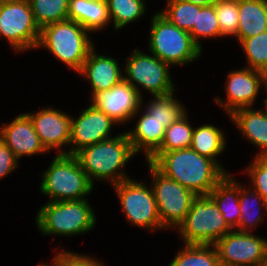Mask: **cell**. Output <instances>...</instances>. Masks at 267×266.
<instances>
[{"instance_id": "1", "label": "cell", "mask_w": 267, "mask_h": 266, "mask_svg": "<svg viewBox=\"0 0 267 266\" xmlns=\"http://www.w3.org/2000/svg\"><path fill=\"white\" fill-rule=\"evenodd\" d=\"M146 161L197 196L209 195L228 174L214 160L198 154L191 148L154 152Z\"/></svg>"}, {"instance_id": "2", "label": "cell", "mask_w": 267, "mask_h": 266, "mask_svg": "<svg viewBox=\"0 0 267 266\" xmlns=\"http://www.w3.org/2000/svg\"><path fill=\"white\" fill-rule=\"evenodd\" d=\"M134 155L126 132L86 146L74 154L92 184L94 178L110 181L112 185L131 178L121 169Z\"/></svg>"}, {"instance_id": "3", "label": "cell", "mask_w": 267, "mask_h": 266, "mask_svg": "<svg viewBox=\"0 0 267 266\" xmlns=\"http://www.w3.org/2000/svg\"><path fill=\"white\" fill-rule=\"evenodd\" d=\"M88 33L82 25L70 19L51 23L40 29L36 48L45 47L70 69L79 72L94 48Z\"/></svg>"}, {"instance_id": "4", "label": "cell", "mask_w": 267, "mask_h": 266, "mask_svg": "<svg viewBox=\"0 0 267 266\" xmlns=\"http://www.w3.org/2000/svg\"><path fill=\"white\" fill-rule=\"evenodd\" d=\"M87 200L46 202L36 216L38 230L43 235L66 237L88 233L96 225V217Z\"/></svg>"}, {"instance_id": "5", "label": "cell", "mask_w": 267, "mask_h": 266, "mask_svg": "<svg viewBox=\"0 0 267 266\" xmlns=\"http://www.w3.org/2000/svg\"><path fill=\"white\" fill-rule=\"evenodd\" d=\"M42 176L40 192L50 202L86 199L94 186L74 155L56 154Z\"/></svg>"}, {"instance_id": "6", "label": "cell", "mask_w": 267, "mask_h": 266, "mask_svg": "<svg viewBox=\"0 0 267 266\" xmlns=\"http://www.w3.org/2000/svg\"><path fill=\"white\" fill-rule=\"evenodd\" d=\"M149 40L150 52L171 66L189 64L202 55L191 34L173 25L159 11L152 17Z\"/></svg>"}, {"instance_id": "7", "label": "cell", "mask_w": 267, "mask_h": 266, "mask_svg": "<svg viewBox=\"0 0 267 266\" xmlns=\"http://www.w3.org/2000/svg\"><path fill=\"white\" fill-rule=\"evenodd\" d=\"M185 244L214 245L232 229L209 195L197 196L177 228Z\"/></svg>"}, {"instance_id": "8", "label": "cell", "mask_w": 267, "mask_h": 266, "mask_svg": "<svg viewBox=\"0 0 267 266\" xmlns=\"http://www.w3.org/2000/svg\"><path fill=\"white\" fill-rule=\"evenodd\" d=\"M149 173L153 177L152 190L157 203L162 227H177L185 220L197 195L159 172L150 162Z\"/></svg>"}, {"instance_id": "9", "label": "cell", "mask_w": 267, "mask_h": 266, "mask_svg": "<svg viewBox=\"0 0 267 266\" xmlns=\"http://www.w3.org/2000/svg\"><path fill=\"white\" fill-rule=\"evenodd\" d=\"M126 61L123 70L126 76H123V80L135 88L141 98L143 97L138 86H142L153 96L174 92V84L169 74L170 65L152 53L148 55L140 49H135Z\"/></svg>"}, {"instance_id": "10", "label": "cell", "mask_w": 267, "mask_h": 266, "mask_svg": "<svg viewBox=\"0 0 267 266\" xmlns=\"http://www.w3.org/2000/svg\"><path fill=\"white\" fill-rule=\"evenodd\" d=\"M126 219L137 227L149 230L162 229L152 187L132 178L113 185Z\"/></svg>"}, {"instance_id": "11", "label": "cell", "mask_w": 267, "mask_h": 266, "mask_svg": "<svg viewBox=\"0 0 267 266\" xmlns=\"http://www.w3.org/2000/svg\"><path fill=\"white\" fill-rule=\"evenodd\" d=\"M0 36L17 52L37 47L40 28L28 0L0 4Z\"/></svg>"}, {"instance_id": "12", "label": "cell", "mask_w": 267, "mask_h": 266, "mask_svg": "<svg viewBox=\"0 0 267 266\" xmlns=\"http://www.w3.org/2000/svg\"><path fill=\"white\" fill-rule=\"evenodd\" d=\"M219 263L258 266L265 263L267 239L231 230L214 244Z\"/></svg>"}, {"instance_id": "13", "label": "cell", "mask_w": 267, "mask_h": 266, "mask_svg": "<svg viewBox=\"0 0 267 266\" xmlns=\"http://www.w3.org/2000/svg\"><path fill=\"white\" fill-rule=\"evenodd\" d=\"M226 101L215 97V102L223 107L228 116L235 110L252 107L261 87H267V74L244 67L229 72L226 81Z\"/></svg>"}, {"instance_id": "14", "label": "cell", "mask_w": 267, "mask_h": 266, "mask_svg": "<svg viewBox=\"0 0 267 266\" xmlns=\"http://www.w3.org/2000/svg\"><path fill=\"white\" fill-rule=\"evenodd\" d=\"M113 124L111 117L99 110L93 104L82 110L79 118L71 117V135L69 150L64 154L74 155L80 149L112 138L110 135ZM73 147V148H72Z\"/></svg>"}, {"instance_id": "15", "label": "cell", "mask_w": 267, "mask_h": 266, "mask_svg": "<svg viewBox=\"0 0 267 266\" xmlns=\"http://www.w3.org/2000/svg\"><path fill=\"white\" fill-rule=\"evenodd\" d=\"M142 102L138 91L122 80L111 89L97 93L91 103L121 125L138 115Z\"/></svg>"}, {"instance_id": "16", "label": "cell", "mask_w": 267, "mask_h": 266, "mask_svg": "<svg viewBox=\"0 0 267 266\" xmlns=\"http://www.w3.org/2000/svg\"><path fill=\"white\" fill-rule=\"evenodd\" d=\"M26 114L31 119L45 149L50 152L55 148L58 154H64L62 148L70 143L71 116L52 107Z\"/></svg>"}, {"instance_id": "17", "label": "cell", "mask_w": 267, "mask_h": 266, "mask_svg": "<svg viewBox=\"0 0 267 266\" xmlns=\"http://www.w3.org/2000/svg\"><path fill=\"white\" fill-rule=\"evenodd\" d=\"M6 125V126H5ZM0 127V139L19 160L22 156H32L48 152L36 133L33 123L26 113Z\"/></svg>"}, {"instance_id": "18", "label": "cell", "mask_w": 267, "mask_h": 266, "mask_svg": "<svg viewBox=\"0 0 267 266\" xmlns=\"http://www.w3.org/2000/svg\"><path fill=\"white\" fill-rule=\"evenodd\" d=\"M78 73L86 77L92 86L91 99L100 91L109 90L123 80V70L118 61L113 57L97 54L95 48L90 51Z\"/></svg>"}, {"instance_id": "19", "label": "cell", "mask_w": 267, "mask_h": 266, "mask_svg": "<svg viewBox=\"0 0 267 266\" xmlns=\"http://www.w3.org/2000/svg\"><path fill=\"white\" fill-rule=\"evenodd\" d=\"M238 130L247 140L259 147L257 155L267 156V116L260 110L252 107L235 110L230 115Z\"/></svg>"}, {"instance_id": "20", "label": "cell", "mask_w": 267, "mask_h": 266, "mask_svg": "<svg viewBox=\"0 0 267 266\" xmlns=\"http://www.w3.org/2000/svg\"><path fill=\"white\" fill-rule=\"evenodd\" d=\"M135 129L126 132L136 154L143 151L146 160L161 146L166 128L145 110Z\"/></svg>"}, {"instance_id": "21", "label": "cell", "mask_w": 267, "mask_h": 266, "mask_svg": "<svg viewBox=\"0 0 267 266\" xmlns=\"http://www.w3.org/2000/svg\"><path fill=\"white\" fill-rule=\"evenodd\" d=\"M68 19L88 32L102 30L111 23L106 0H69Z\"/></svg>"}, {"instance_id": "22", "label": "cell", "mask_w": 267, "mask_h": 266, "mask_svg": "<svg viewBox=\"0 0 267 266\" xmlns=\"http://www.w3.org/2000/svg\"><path fill=\"white\" fill-rule=\"evenodd\" d=\"M238 13L239 43L267 31V0H238Z\"/></svg>"}, {"instance_id": "23", "label": "cell", "mask_w": 267, "mask_h": 266, "mask_svg": "<svg viewBox=\"0 0 267 266\" xmlns=\"http://www.w3.org/2000/svg\"><path fill=\"white\" fill-rule=\"evenodd\" d=\"M209 196L217 205L228 226L235 230L240 221L239 183L229 173L211 190Z\"/></svg>"}, {"instance_id": "24", "label": "cell", "mask_w": 267, "mask_h": 266, "mask_svg": "<svg viewBox=\"0 0 267 266\" xmlns=\"http://www.w3.org/2000/svg\"><path fill=\"white\" fill-rule=\"evenodd\" d=\"M225 147V135L219 127L203 124L193 129L190 148L198 154L214 160L222 169L223 165L218 162L217 156L223 153Z\"/></svg>"}, {"instance_id": "25", "label": "cell", "mask_w": 267, "mask_h": 266, "mask_svg": "<svg viewBox=\"0 0 267 266\" xmlns=\"http://www.w3.org/2000/svg\"><path fill=\"white\" fill-rule=\"evenodd\" d=\"M247 188L248 187H244L239 183V209L241 216L238 227L236 229L240 232H251L252 228L255 229L257 224L262 221V214L259 211H262L263 207L266 209L265 211L267 213V203L265 202L263 197L251 187H249L248 189ZM249 198L253 199L250 200ZM252 209L255 211H252Z\"/></svg>"}, {"instance_id": "26", "label": "cell", "mask_w": 267, "mask_h": 266, "mask_svg": "<svg viewBox=\"0 0 267 266\" xmlns=\"http://www.w3.org/2000/svg\"><path fill=\"white\" fill-rule=\"evenodd\" d=\"M174 93L154 96L155 99L148 102L149 104L145 106L146 108L144 107V110L165 128L178 121L187 113L185 106L183 107V104L175 99Z\"/></svg>"}, {"instance_id": "27", "label": "cell", "mask_w": 267, "mask_h": 266, "mask_svg": "<svg viewBox=\"0 0 267 266\" xmlns=\"http://www.w3.org/2000/svg\"><path fill=\"white\" fill-rule=\"evenodd\" d=\"M168 266H219L218 253L214 245L185 244Z\"/></svg>"}, {"instance_id": "28", "label": "cell", "mask_w": 267, "mask_h": 266, "mask_svg": "<svg viewBox=\"0 0 267 266\" xmlns=\"http://www.w3.org/2000/svg\"><path fill=\"white\" fill-rule=\"evenodd\" d=\"M110 21L117 31L141 18L146 12L143 0H106Z\"/></svg>"}, {"instance_id": "29", "label": "cell", "mask_w": 267, "mask_h": 266, "mask_svg": "<svg viewBox=\"0 0 267 266\" xmlns=\"http://www.w3.org/2000/svg\"><path fill=\"white\" fill-rule=\"evenodd\" d=\"M36 24L45 25L68 19L69 0H28Z\"/></svg>"}, {"instance_id": "30", "label": "cell", "mask_w": 267, "mask_h": 266, "mask_svg": "<svg viewBox=\"0 0 267 266\" xmlns=\"http://www.w3.org/2000/svg\"><path fill=\"white\" fill-rule=\"evenodd\" d=\"M193 129L186 113L178 121L166 128L161 146L155 152H168L190 148Z\"/></svg>"}, {"instance_id": "31", "label": "cell", "mask_w": 267, "mask_h": 266, "mask_svg": "<svg viewBox=\"0 0 267 266\" xmlns=\"http://www.w3.org/2000/svg\"><path fill=\"white\" fill-rule=\"evenodd\" d=\"M194 43L202 50L200 38L221 37L214 4L207 6L197 5V19L190 32Z\"/></svg>"}, {"instance_id": "32", "label": "cell", "mask_w": 267, "mask_h": 266, "mask_svg": "<svg viewBox=\"0 0 267 266\" xmlns=\"http://www.w3.org/2000/svg\"><path fill=\"white\" fill-rule=\"evenodd\" d=\"M160 13L173 25L190 33L197 19V4L184 0H168L165 11Z\"/></svg>"}, {"instance_id": "33", "label": "cell", "mask_w": 267, "mask_h": 266, "mask_svg": "<svg viewBox=\"0 0 267 266\" xmlns=\"http://www.w3.org/2000/svg\"><path fill=\"white\" fill-rule=\"evenodd\" d=\"M240 45L246 54V67L267 74V31L244 39Z\"/></svg>"}, {"instance_id": "34", "label": "cell", "mask_w": 267, "mask_h": 266, "mask_svg": "<svg viewBox=\"0 0 267 266\" xmlns=\"http://www.w3.org/2000/svg\"><path fill=\"white\" fill-rule=\"evenodd\" d=\"M222 36H236L239 25L238 0H217L214 3Z\"/></svg>"}, {"instance_id": "35", "label": "cell", "mask_w": 267, "mask_h": 266, "mask_svg": "<svg viewBox=\"0 0 267 266\" xmlns=\"http://www.w3.org/2000/svg\"><path fill=\"white\" fill-rule=\"evenodd\" d=\"M245 172L252 179L251 188L267 203V156L256 155Z\"/></svg>"}, {"instance_id": "36", "label": "cell", "mask_w": 267, "mask_h": 266, "mask_svg": "<svg viewBox=\"0 0 267 266\" xmlns=\"http://www.w3.org/2000/svg\"><path fill=\"white\" fill-rule=\"evenodd\" d=\"M52 259L57 266H105L97 259L71 251H59Z\"/></svg>"}, {"instance_id": "37", "label": "cell", "mask_w": 267, "mask_h": 266, "mask_svg": "<svg viewBox=\"0 0 267 266\" xmlns=\"http://www.w3.org/2000/svg\"><path fill=\"white\" fill-rule=\"evenodd\" d=\"M18 161L13 152L0 139V179L15 170L19 166Z\"/></svg>"}, {"instance_id": "38", "label": "cell", "mask_w": 267, "mask_h": 266, "mask_svg": "<svg viewBox=\"0 0 267 266\" xmlns=\"http://www.w3.org/2000/svg\"><path fill=\"white\" fill-rule=\"evenodd\" d=\"M184 1L197 4L200 6H207V5L214 4L217 0H184Z\"/></svg>"}, {"instance_id": "39", "label": "cell", "mask_w": 267, "mask_h": 266, "mask_svg": "<svg viewBox=\"0 0 267 266\" xmlns=\"http://www.w3.org/2000/svg\"><path fill=\"white\" fill-rule=\"evenodd\" d=\"M264 90H267V87L264 89ZM264 102H265V109H261L263 112H264V114L267 116V97L264 99Z\"/></svg>"}, {"instance_id": "40", "label": "cell", "mask_w": 267, "mask_h": 266, "mask_svg": "<svg viewBox=\"0 0 267 266\" xmlns=\"http://www.w3.org/2000/svg\"><path fill=\"white\" fill-rule=\"evenodd\" d=\"M17 1H22V0H0V4H2V3L17 2Z\"/></svg>"}, {"instance_id": "41", "label": "cell", "mask_w": 267, "mask_h": 266, "mask_svg": "<svg viewBox=\"0 0 267 266\" xmlns=\"http://www.w3.org/2000/svg\"><path fill=\"white\" fill-rule=\"evenodd\" d=\"M219 266H244V265H232V264L219 263Z\"/></svg>"}, {"instance_id": "42", "label": "cell", "mask_w": 267, "mask_h": 266, "mask_svg": "<svg viewBox=\"0 0 267 266\" xmlns=\"http://www.w3.org/2000/svg\"><path fill=\"white\" fill-rule=\"evenodd\" d=\"M53 265L40 264L39 266H57L54 262H51Z\"/></svg>"}, {"instance_id": "43", "label": "cell", "mask_w": 267, "mask_h": 266, "mask_svg": "<svg viewBox=\"0 0 267 266\" xmlns=\"http://www.w3.org/2000/svg\"><path fill=\"white\" fill-rule=\"evenodd\" d=\"M265 263L267 264V246H266Z\"/></svg>"}, {"instance_id": "44", "label": "cell", "mask_w": 267, "mask_h": 266, "mask_svg": "<svg viewBox=\"0 0 267 266\" xmlns=\"http://www.w3.org/2000/svg\"><path fill=\"white\" fill-rule=\"evenodd\" d=\"M258 266H267V264L266 263H263V264H260Z\"/></svg>"}]
</instances>
